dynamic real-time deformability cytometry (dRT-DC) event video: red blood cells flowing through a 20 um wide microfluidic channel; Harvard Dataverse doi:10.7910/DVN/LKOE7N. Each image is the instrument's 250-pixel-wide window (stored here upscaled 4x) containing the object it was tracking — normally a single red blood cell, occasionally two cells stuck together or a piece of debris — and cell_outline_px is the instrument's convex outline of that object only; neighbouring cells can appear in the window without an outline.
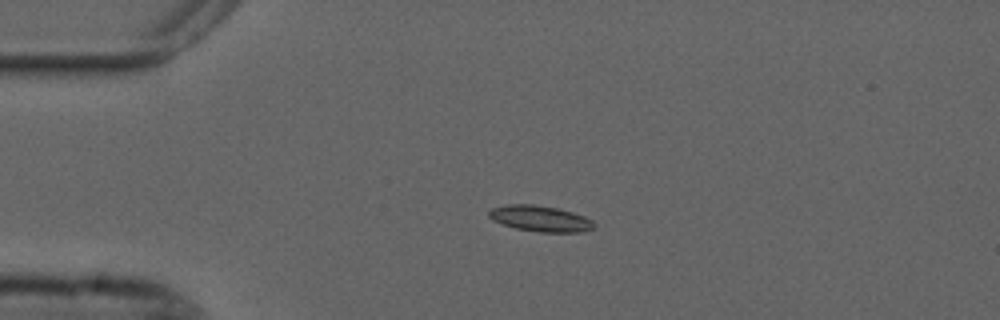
{"species": "common noctule bat (a hibernating species)", "species_latin": "Nyctalus noctula", "temperature_condition": "cold", "stored_images_in_passage": 55, "camera_frame_rate_fps": 3000, "um_per_image_px": 0.085, "animal": {"sex": "male", "forearm_length_mm": 52.5}, "frame": {"image": 1, "passage_image": 13, "time_ms": 4.0, "image_size_px": [1000, 320], "cell_outline_px": [[596, 228], [580, 232], [540, 232], [516, 228], [492, 220], [488, 216], [488, 212], [492, 208], [508, 204], [532, 204], [556, 208], [572, 212], [584, 216], [592, 220], [596, 224]], "centroid_in_image_um": [45.95, 18.58], "position_along_channel_um": 39.1, "area_um2": 15.84}}
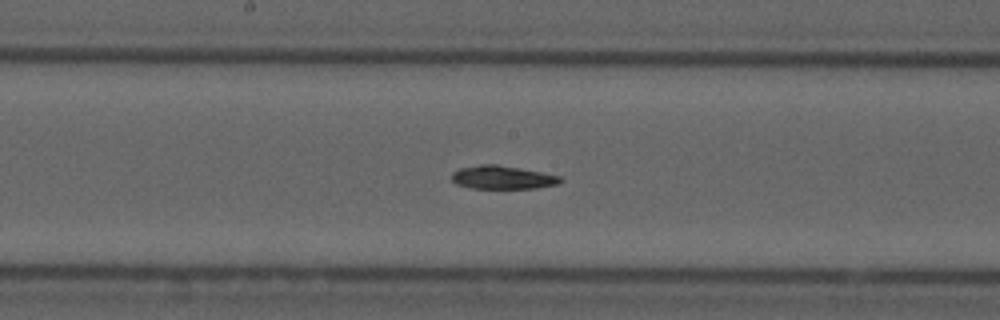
{"frame": {"image": 2, "passage_image": 29, "time_ms": 9.333, "image_size_px": [1000, 320], "cell_outline_px": [[564, 180], [560, 184], [536, 188], [472, 188], [456, 184], [452, 180], [452, 172], [460, 168], [480, 164], [496, 164], [520, 168], [560, 176]], "centroid_in_image_um": [42.72, 15.08], "position_along_channel_um": 205.5, "area_um2": 14.8}}
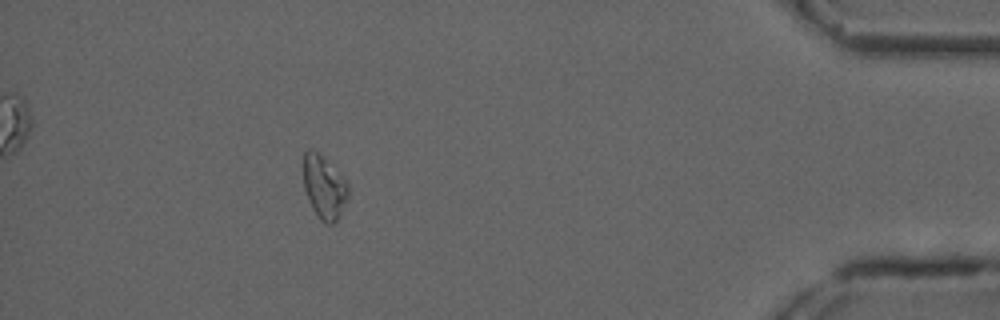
{"frame": {"image": 3, "passage_image": 50, "time_ms": 16.333, "image_size_px": [1000, 320], "cell_outline_px": [[348, 196], [340, 216], [332, 224], [324, 224], [316, 216], [312, 208], [304, 188], [304, 152], [308, 148], [312, 148], [348, 184]], "centroid_in_image_um": [27.53, 15.97], "position_along_channel_um": 407.7, "area_um2": 16.07}, "authors_computed_cell_mechanics": {"area_um2": 15.3748, "velocity_mm_per_s": 3.6755, "shape_relaxation_time_tau1_ms": 4.0924, "shape_relaxation_time_tau2_ms": null, "deformation_change_tau1": 0.1278, "deformation_change_tau2": null}}